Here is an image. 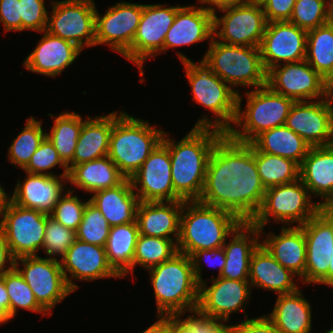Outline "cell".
<instances>
[{
    "instance_id": "obj_1",
    "label": "cell",
    "mask_w": 333,
    "mask_h": 333,
    "mask_svg": "<svg viewBox=\"0 0 333 333\" xmlns=\"http://www.w3.org/2000/svg\"><path fill=\"white\" fill-rule=\"evenodd\" d=\"M266 188L255 162V147L225 134L214 146L199 202L251 222L260 209Z\"/></svg>"
},
{
    "instance_id": "obj_2",
    "label": "cell",
    "mask_w": 333,
    "mask_h": 333,
    "mask_svg": "<svg viewBox=\"0 0 333 333\" xmlns=\"http://www.w3.org/2000/svg\"><path fill=\"white\" fill-rule=\"evenodd\" d=\"M225 134L216 128L194 126L175 142L164 133L162 143L169 149L174 192L183 201L199 200L211 152Z\"/></svg>"
},
{
    "instance_id": "obj_3",
    "label": "cell",
    "mask_w": 333,
    "mask_h": 333,
    "mask_svg": "<svg viewBox=\"0 0 333 333\" xmlns=\"http://www.w3.org/2000/svg\"><path fill=\"white\" fill-rule=\"evenodd\" d=\"M155 293L157 315H182L196 310L199 283L190 256L177 252L165 262L149 269Z\"/></svg>"
},
{
    "instance_id": "obj_4",
    "label": "cell",
    "mask_w": 333,
    "mask_h": 333,
    "mask_svg": "<svg viewBox=\"0 0 333 333\" xmlns=\"http://www.w3.org/2000/svg\"><path fill=\"white\" fill-rule=\"evenodd\" d=\"M240 223L226 210L199 201H183L177 250L190 256L198 250L221 248Z\"/></svg>"
},
{
    "instance_id": "obj_5",
    "label": "cell",
    "mask_w": 333,
    "mask_h": 333,
    "mask_svg": "<svg viewBox=\"0 0 333 333\" xmlns=\"http://www.w3.org/2000/svg\"><path fill=\"white\" fill-rule=\"evenodd\" d=\"M177 55L184 65L194 102L211 110L216 117L209 119L202 116L195 127H211L227 133L236 119L237 95L240 89H232L202 61L197 65L182 52H177Z\"/></svg>"
},
{
    "instance_id": "obj_6",
    "label": "cell",
    "mask_w": 333,
    "mask_h": 333,
    "mask_svg": "<svg viewBox=\"0 0 333 333\" xmlns=\"http://www.w3.org/2000/svg\"><path fill=\"white\" fill-rule=\"evenodd\" d=\"M164 133L149 122L124 112L113 124L108 157L130 179L160 145Z\"/></svg>"
},
{
    "instance_id": "obj_7",
    "label": "cell",
    "mask_w": 333,
    "mask_h": 333,
    "mask_svg": "<svg viewBox=\"0 0 333 333\" xmlns=\"http://www.w3.org/2000/svg\"><path fill=\"white\" fill-rule=\"evenodd\" d=\"M247 91L246 109H241L242 95H237V114L227 135L234 141L250 143L261 132L283 126L294 101L274 92L268 85ZM239 128V129H238ZM241 129V131H240Z\"/></svg>"
},
{
    "instance_id": "obj_8",
    "label": "cell",
    "mask_w": 333,
    "mask_h": 333,
    "mask_svg": "<svg viewBox=\"0 0 333 333\" xmlns=\"http://www.w3.org/2000/svg\"><path fill=\"white\" fill-rule=\"evenodd\" d=\"M208 41L209 48L201 61L232 89L236 86L256 89L267 85L259 47L226 44L214 36Z\"/></svg>"
},
{
    "instance_id": "obj_9",
    "label": "cell",
    "mask_w": 333,
    "mask_h": 333,
    "mask_svg": "<svg viewBox=\"0 0 333 333\" xmlns=\"http://www.w3.org/2000/svg\"><path fill=\"white\" fill-rule=\"evenodd\" d=\"M311 200V194L300 178L291 183L269 187L251 223L260 229L261 234L266 224L270 223V217L274 218L275 223L291 226L298 222L297 226H301L323 208L318 201L315 203Z\"/></svg>"
},
{
    "instance_id": "obj_10",
    "label": "cell",
    "mask_w": 333,
    "mask_h": 333,
    "mask_svg": "<svg viewBox=\"0 0 333 333\" xmlns=\"http://www.w3.org/2000/svg\"><path fill=\"white\" fill-rule=\"evenodd\" d=\"M46 31L81 50L95 46L96 9L93 0L51 1Z\"/></svg>"
},
{
    "instance_id": "obj_11",
    "label": "cell",
    "mask_w": 333,
    "mask_h": 333,
    "mask_svg": "<svg viewBox=\"0 0 333 333\" xmlns=\"http://www.w3.org/2000/svg\"><path fill=\"white\" fill-rule=\"evenodd\" d=\"M220 11L224 16L214 14L213 17L214 37L221 39L218 41L238 46H260L267 21L258 0Z\"/></svg>"
},
{
    "instance_id": "obj_12",
    "label": "cell",
    "mask_w": 333,
    "mask_h": 333,
    "mask_svg": "<svg viewBox=\"0 0 333 333\" xmlns=\"http://www.w3.org/2000/svg\"><path fill=\"white\" fill-rule=\"evenodd\" d=\"M46 215L10 201L1 215L0 232L15 259L36 255L43 247Z\"/></svg>"
},
{
    "instance_id": "obj_13",
    "label": "cell",
    "mask_w": 333,
    "mask_h": 333,
    "mask_svg": "<svg viewBox=\"0 0 333 333\" xmlns=\"http://www.w3.org/2000/svg\"><path fill=\"white\" fill-rule=\"evenodd\" d=\"M20 264L24 265L23 269L18 267ZM15 268L48 313L73 292L67 285L60 260L38 255L24 256L15 259Z\"/></svg>"
},
{
    "instance_id": "obj_14",
    "label": "cell",
    "mask_w": 333,
    "mask_h": 333,
    "mask_svg": "<svg viewBox=\"0 0 333 333\" xmlns=\"http://www.w3.org/2000/svg\"><path fill=\"white\" fill-rule=\"evenodd\" d=\"M306 241V265L302 283L328 286V267L333 246V210L322 208L301 225Z\"/></svg>"
},
{
    "instance_id": "obj_15",
    "label": "cell",
    "mask_w": 333,
    "mask_h": 333,
    "mask_svg": "<svg viewBox=\"0 0 333 333\" xmlns=\"http://www.w3.org/2000/svg\"><path fill=\"white\" fill-rule=\"evenodd\" d=\"M282 66V67H281ZM267 85L276 93L294 102L328 97L329 82L304 59L281 63L267 72Z\"/></svg>"
},
{
    "instance_id": "obj_16",
    "label": "cell",
    "mask_w": 333,
    "mask_h": 333,
    "mask_svg": "<svg viewBox=\"0 0 333 333\" xmlns=\"http://www.w3.org/2000/svg\"><path fill=\"white\" fill-rule=\"evenodd\" d=\"M181 7L142 4L140 22L131 44V62L140 69V76L144 75L142 70L144 61L163 53L166 33L174 23L176 13Z\"/></svg>"
},
{
    "instance_id": "obj_17",
    "label": "cell",
    "mask_w": 333,
    "mask_h": 333,
    "mask_svg": "<svg viewBox=\"0 0 333 333\" xmlns=\"http://www.w3.org/2000/svg\"><path fill=\"white\" fill-rule=\"evenodd\" d=\"M142 14V4L119 2L102 16L96 9L95 46L107 44L131 61V44Z\"/></svg>"
},
{
    "instance_id": "obj_18",
    "label": "cell",
    "mask_w": 333,
    "mask_h": 333,
    "mask_svg": "<svg viewBox=\"0 0 333 333\" xmlns=\"http://www.w3.org/2000/svg\"><path fill=\"white\" fill-rule=\"evenodd\" d=\"M169 149L161 142L130 178L139 201H183L172 184Z\"/></svg>"
},
{
    "instance_id": "obj_19",
    "label": "cell",
    "mask_w": 333,
    "mask_h": 333,
    "mask_svg": "<svg viewBox=\"0 0 333 333\" xmlns=\"http://www.w3.org/2000/svg\"><path fill=\"white\" fill-rule=\"evenodd\" d=\"M285 125L311 147L333 145V104L329 96L294 102Z\"/></svg>"
},
{
    "instance_id": "obj_20",
    "label": "cell",
    "mask_w": 333,
    "mask_h": 333,
    "mask_svg": "<svg viewBox=\"0 0 333 333\" xmlns=\"http://www.w3.org/2000/svg\"><path fill=\"white\" fill-rule=\"evenodd\" d=\"M307 31L289 21H274L266 25L262 37L260 54L268 72L281 62L292 63L306 57Z\"/></svg>"
},
{
    "instance_id": "obj_21",
    "label": "cell",
    "mask_w": 333,
    "mask_h": 333,
    "mask_svg": "<svg viewBox=\"0 0 333 333\" xmlns=\"http://www.w3.org/2000/svg\"><path fill=\"white\" fill-rule=\"evenodd\" d=\"M211 286L205 280L199 284L196 310L205 316L227 322L236 311H244L251 297L249 280H232L222 277L211 278Z\"/></svg>"
},
{
    "instance_id": "obj_22",
    "label": "cell",
    "mask_w": 333,
    "mask_h": 333,
    "mask_svg": "<svg viewBox=\"0 0 333 333\" xmlns=\"http://www.w3.org/2000/svg\"><path fill=\"white\" fill-rule=\"evenodd\" d=\"M60 264L67 285L73 292L79 287L72 279L89 282L101 278L120 277L109 265L105 247L78 239L68 248Z\"/></svg>"
},
{
    "instance_id": "obj_23",
    "label": "cell",
    "mask_w": 333,
    "mask_h": 333,
    "mask_svg": "<svg viewBox=\"0 0 333 333\" xmlns=\"http://www.w3.org/2000/svg\"><path fill=\"white\" fill-rule=\"evenodd\" d=\"M26 174L24 182L18 180L11 201L20 207L50 215L60 197L65 193L64 182H68V176H63L62 173L60 177Z\"/></svg>"
},
{
    "instance_id": "obj_24",
    "label": "cell",
    "mask_w": 333,
    "mask_h": 333,
    "mask_svg": "<svg viewBox=\"0 0 333 333\" xmlns=\"http://www.w3.org/2000/svg\"><path fill=\"white\" fill-rule=\"evenodd\" d=\"M35 49L24 60V67L34 73L56 77L72 65L82 50L72 42L42 31Z\"/></svg>"
},
{
    "instance_id": "obj_25",
    "label": "cell",
    "mask_w": 333,
    "mask_h": 333,
    "mask_svg": "<svg viewBox=\"0 0 333 333\" xmlns=\"http://www.w3.org/2000/svg\"><path fill=\"white\" fill-rule=\"evenodd\" d=\"M299 178L311 195L320 196L319 204H333V145L310 147L300 165Z\"/></svg>"
},
{
    "instance_id": "obj_26",
    "label": "cell",
    "mask_w": 333,
    "mask_h": 333,
    "mask_svg": "<svg viewBox=\"0 0 333 333\" xmlns=\"http://www.w3.org/2000/svg\"><path fill=\"white\" fill-rule=\"evenodd\" d=\"M214 15L195 5L182 6L166 33L163 52L169 48L192 45L214 36Z\"/></svg>"
},
{
    "instance_id": "obj_27",
    "label": "cell",
    "mask_w": 333,
    "mask_h": 333,
    "mask_svg": "<svg viewBox=\"0 0 333 333\" xmlns=\"http://www.w3.org/2000/svg\"><path fill=\"white\" fill-rule=\"evenodd\" d=\"M183 201H139L136 221L139 234L178 242ZM170 235H174L171 237Z\"/></svg>"
},
{
    "instance_id": "obj_28",
    "label": "cell",
    "mask_w": 333,
    "mask_h": 333,
    "mask_svg": "<svg viewBox=\"0 0 333 333\" xmlns=\"http://www.w3.org/2000/svg\"><path fill=\"white\" fill-rule=\"evenodd\" d=\"M260 229L251 222H241L230 234L232 240L223 245L226 261L220 277L249 280L250 259L260 244Z\"/></svg>"
},
{
    "instance_id": "obj_29",
    "label": "cell",
    "mask_w": 333,
    "mask_h": 333,
    "mask_svg": "<svg viewBox=\"0 0 333 333\" xmlns=\"http://www.w3.org/2000/svg\"><path fill=\"white\" fill-rule=\"evenodd\" d=\"M124 112H111L108 115L87 117L82 125L76 144L73 161L67 166H73L108 156L110 134L114 122ZM119 114V115H118Z\"/></svg>"
},
{
    "instance_id": "obj_30",
    "label": "cell",
    "mask_w": 333,
    "mask_h": 333,
    "mask_svg": "<svg viewBox=\"0 0 333 333\" xmlns=\"http://www.w3.org/2000/svg\"><path fill=\"white\" fill-rule=\"evenodd\" d=\"M295 275L283 267L260 243L252 253L249 267L250 286L264 288L274 293L289 294L299 288L294 282Z\"/></svg>"
},
{
    "instance_id": "obj_31",
    "label": "cell",
    "mask_w": 333,
    "mask_h": 333,
    "mask_svg": "<svg viewBox=\"0 0 333 333\" xmlns=\"http://www.w3.org/2000/svg\"><path fill=\"white\" fill-rule=\"evenodd\" d=\"M89 202L107 219L110 227L136 221L139 199L130 179L126 178L115 187L94 192Z\"/></svg>"
},
{
    "instance_id": "obj_32",
    "label": "cell",
    "mask_w": 333,
    "mask_h": 333,
    "mask_svg": "<svg viewBox=\"0 0 333 333\" xmlns=\"http://www.w3.org/2000/svg\"><path fill=\"white\" fill-rule=\"evenodd\" d=\"M260 243L285 268L302 279L305 275L306 241L301 226H283L280 235L273 232Z\"/></svg>"
},
{
    "instance_id": "obj_33",
    "label": "cell",
    "mask_w": 333,
    "mask_h": 333,
    "mask_svg": "<svg viewBox=\"0 0 333 333\" xmlns=\"http://www.w3.org/2000/svg\"><path fill=\"white\" fill-rule=\"evenodd\" d=\"M311 305L301 290L279 294L272 312L266 316L279 333H311Z\"/></svg>"
},
{
    "instance_id": "obj_34",
    "label": "cell",
    "mask_w": 333,
    "mask_h": 333,
    "mask_svg": "<svg viewBox=\"0 0 333 333\" xmlns=\"http://www.w3.org/2000/svg\"><path fill=\"white\" fill-rule=\"evenodd\" d=\"M125 179L108 156L75 165L68 174L70 185L90 193L115 187Z\"/></svg>"
},
{
    "instance_id": "obj_35",
    "label": "cell",
    "mask_w": 333,
    "mask_h": 333,
    "mask_svg": "<svg viewBox=\"0 0 333 333\" xmlns=\"http://www.w3.org/2000/svg\"><path fill=\"white\" fill-rule=\"evenodd\" d=\"M250 143L260 152L291 159L299 166L311 147L286 125L265 130Z\"/></svg>"
},
{
    "instance_id": "obj_36",
    "label": "cell",
    "mask_w": 333,
    "mask_h": 333,
    "mask_svg": "<svg viewBox=\"0 0 333 333\" xmlns=\"http://www.w3.org/2000/svg\"><path fill=\"white\" fill-rule=\"evenodd\" d=\"M138 236L137 221L110 227L105 252L109 265L120 278L130 273L133 275V257Z\"/></svg>"
},
{
    "instance_id": "obj_37",
    "label": "cell",
    "mask_w": 333,
    "mask_h": 333,
    "mask_svg": "<svg viewBox=\"0 0 333 333\" xmlns=\"http://www.w3.org/2000/svg\"><path fill=\"white\" fill-rule=\"evenodd\" d=\"M54 118L50 133L46 132L47 138L52 142L63 163L68 166L73 161L78 137L84 123L81 115L75 112H61Z\"/></svg>"
},
{
    "instance_id": "obj_38",
    "label": "cell",
    "mask_w": 333,
    "mask_h": 333,
    "mask_svg": "<svg viewBox=\"0 0 333 333\" xmlns=\"http://www.w3.org/2000/svg\"><path fill=\"white\" fill-rule=\"evenodd\" d=\"M305 60L325 80L333 79V29L327 23L307 31Z\"/></svg>"
},
{
    "instance_id": "obj_39",
    "label": "cell",
    "mask_w": 333,
    "mask_h": 333,
    "mask_svg": "<svg viewBox=\"0 0 333 333\" xmlns=\"http://www.w3.org/2000/svg\"><path fill=\"white\" fill-rule=\"evenodd\" d=\"M255 162L266 189L299 179L300 166L291 159L260 152L255 148Z\"/></svg>"
},
{
    "instance_id": "obj_40",
    "label": "cell",
    "mask_w": 333,
    "mask_h": 333,
    "mask_svg": "<svg viewBox=\"0 0 333 333\" xmlns=\"http://www.w3.org/2000/svg\"><path fill=\"white\" fill-rule=\"evenodd\" d=\"M42 121L36 120L33 116L26 120V125L14 138L8 149V160L14 167L24 169L34 152L38 149L39 144L46 136L42 129Z\"/></svg>"
},
{
    "instance_id": "obj_41",
    "label": "cell",
    "mask_w": 333,
    "mask_h": 333,
    "mask_svg": "<svg viewBox=\"0 0 333 333\" xmlns=\"http://www.w3.org/2000/svg\"><path fill=\"white\" fill-rule=\"evenodd\" d=\"M177 252V243L174 239L139 234L133 257V272L138 264L147 270L165 262Z\"/></svg>"
},
{
    "instance_id": "obj_42",
    "label": "cell",
    "mask_w": 333,
    "mask_h": 333,
    "mask_svg": "<svg viewBox=\"0 0 333 333\" xmlns=\"http://www.w3.org/2000/svg\"><path fill=\"white\" fill-rule=\"evenodd\" d=\"M4 282L9 296V316L11 319L16 316L19 308L42 313L43 316L51 315L37 302L30 286L15 267L4 273Z\"/></svg>"
},
{
    "instance_id": "obj_43",
    "label": "cell",
    "mask_w": 333,
    "mask_h": 333,
    "mask_svg": "<svg viewBox=\"0 0 333 333\" xmlns=\"http://www.w3.org/2000/svg\"><path fill=\"white\" fill-rule=\"evenodd\" d=\"M110 225L101 212L90 202L86 204L82 221L76 231L77 239L105 247Z\"/></svg>"
},
{
    "instance_id": "obj_44",
    "label": "cell",
    "mask_w": 333,
    "mask_h": 333,
    "mask_svg": "<svg viewBox=\"0 0 333 333\" xmlns=\"http://www.w3.org/2000/svg\"><path fill=\"white\" fill-rule=\"evenodd\" d=\"M330 0H296L289 22L306 31L327 23Z\"/></svg>"
},
{
    "instance_id": "obj_45",
    "label": "cell",
    "mask_w": 333,
    "mask_h": 333,
    "mask_svg": "<svg viewBox=\"0 0 333 333\" xmlns=\"http://www.w3.org/2000/svg\"><path fill=\"white\" fill-rule=\"evenodd\" d=\"M77 240L76 231L66 228L50 215H46V228L44 234L43 250L51 259L64 257L68 248ZM53 256V257H52Z\"/></svg>"
},
{
    "instance_id": "obj_46",
    "label": "cell",
    "mask_w": 333,
    "mask_h": 333,
    "mask_svg": "<svg viewBox=\"0 0 333 333\" xmlns=\"http://www.w3.org/2000/svg\"><path fill=\"white\" fill-rule=\"evenodd\" d=\"M65 192L68 193H64L60 197L50 216L66 228L77 231L89 200L82 202L78 196L73 195V190L69 188Z\"/></svg>"
},
{
    "instance_id": "obj_47",
    "label": "cell",
    "mask_w": 333,
    "mask_h": 333,
    "mask_svg": "<svg viewBox=\"0 0 333 333\" xmlns=\"http://www.w3.org/2000/svg\"><path fill=\"white\" fill-rule=\"evenodd\" d=\"M56 166H60L64 169L63 176H68L69 170L67 166L59 157L52 142L45 136L39 144L38 149L32 155L30 162L23 170L31 174L55 176V174L47 170Z\"/></svg>"
},
{
    "instance_id": "obj_48",
    "label": "cell",
    "mask_w": 333,
    "mask_h": 333,
    "mask_svg": "<svg viewBox=\"0 0 333 333\" xmlns=\"http://www.w3.org/2000/svg\"><path fill=\"white\" fill-rule=\"evenodd\" d=\"M20 16L23 30H34L42 32L46 30L48 23V12L45 0H19Z\"/></svg>"
},
{
    "instance_id": "obj_49",
    "label": "cell",
    "mask_w": 333,
    "mask_h": 333,
    "mask_svg": "<svg viewBox=\"0 0 333 333\" xmlns=\"http://www.w3.org/2000/svg\"><path fill=\"white\" fill-rule=\"evenodd\" d=\"M190 259L192 261L195 278L200 284L204 281L201 277V271L203 270V267L201 266L202 261L205 259L209 266L219 267V274L217 277H220L225 265L226 255L223 247H221L210 250H198L190 255Z\"/></svg>"
},
{
    "instance_id": "obj_50",
    "label": "cell",
    "mask_w": 333,
    "mask_h": 333,
    "mask_svg": "<svg viewBox=\"0 0 333 333\" xmlns=\"http://www.w3.org/2000/svg\"><path fill=\"white\" fill-rule=\"evenodd\" d=\"M263 8L267 23L289 21L296 0H258Z\"/></svg>"
},
{
    "instance_id": "obj_51",
    "label": "cell",
    "mask_w": 333,
    "mask_h": 333,
    "mask_svg": "<svg viewBox=\"0 0 333 333\" xmlns=\"http://www.w3.org/2000/svg\"><path fill=\"white\" fill-rule=\"evenodd\" d=\"M0 22L5 31H22L19 0H0Z\"/></svg>"
},
{
    "instance_id": "obj_52",
    "label": "cell",
    "mask_w": 333,
    "mask_h": 333,
    "mask_svg": "<svg viewBox=\"0 0 333 333\" xmlns=\"http://www.w3.org/2000/svg\"><path fill=\"white\" fill-rule=\"evenodd\" d=\"M235 324V333H279L276 326L267 316H259Z\"/></svg>"
},
{
    "instance_id": "obj_53",
    "label": "cell",
    "mask_w": 333,
    "mask_h": 333,
    "mask_svg": "<svg viewBox=\"0 0 333 333\" xmlns=\"http://www.w3.org/2000/svg\"><path fill=\"white\" fill-rule=\"evenodd\" d=\"M184 320L190 325L192 333H213L222 324L221 320L202 315L197 310Z\"/></svg>"
},
{
    "instance_id": "obj_54",
    "label": "cell",
    "mask_w": 333,
    "mask_h": 333,
    "mask_svg": "<svg viewBox=\"0 0 333 333\" xmlns=\"http://www.w3.org/2000/svg\"><path fill=\"white\" fill-rule=\"evenodd\" d=\"M9 263V267L5 268ZM15 267V258L11 254L9 245L7 244L4 235L0 232V276L10 271Z\"/></svg>"
},
{
    "instance_id": "obj_55",
    "label": "cell",
    "mask_w": 333,
    "mask_h": 333,
    "mask_svg": "<svg viewBox=\"0 0 333 333\" xmlns=\"http://www.w3.org/2000/svg\"><path fill=\"white\" fill-rule=\"evenodd\" d=\"M249 1L251 0H198V2L202 5L201 8L212 13L213 15L216 14V9L220 11L222 9H226L234 5L244 4ZM204 4H207L208 7H204Z\"/></svg>"
},
{
    "instance_id": "obj_56",
    "label": "cell",
    "mask_w": 333,
    "mask_h": 333,
    "mask_svg": "<svg viewBox=\"0 0 333 333\" xmlns=\"http://www.w3.org/2000/svg\"><path fill=\"white\" fill-rule=\"evenodd\" d=\"M181 315H168V333H192L190 325Z\"/></svg>"
},
{
    "instance_id": "obj_57",
    "label": "cell",
    "mask_w": 333,
    "mask_h": 333,
    "mask_svg": "<svg viewBox=\"0 0 333 333\" xmlns=\"http://www.w3.org/2000/svg\"><path fill=\"white\" fill-rule=\"evenodd\" d=\"M158 321L146 328L142 333H168V315H158Z\"/></svg>"
},
{
    "instance_id": "obj_58",
    "label": "cell",
    "mask_w": 333,
    "mask_h": 333,
    "mask_svg": "<svg viewBox=\"0 0 333 333\" xmlns=\"http://www.w3.org/2000/svg\"><path fill=\"white\" fill-rule=\"evenodd\" d=\"M0 306L9 314V296L5 287L4 274L0 276Z\"/></svg>"
},
{
    "instance_id": "obj_59",
    "label": "cell",
    "mask_w": 333,
    "mask_h": 333,
    "mask_svg": "<svg viewBox=\"0 0 333 333\" xmlns=\"http://www.w3.org/2000/svg\"><path fill=\"white\" fill-rule=\"evenodd\" d=\"M11 201V196H9L4 188L0 185V217L6 207L9 205Z\"/></svg>"
},
{
    "instance_id": "obj_60",
    "label": "cell",
    "mask_w": 333,
    "mask_h": 333,
    "mask_svg": "<svg viewBox=\"0 0 333 333\" xmlns=\"http://www.w3.org/2000/svg\"><path fill=\"white\" fill-rule=\"evenodd\" d=\"M213 333H235V325L221 324Z\"/></svg>"
},
{
    "instance_id": "obj_61",
    "label": "cell",
    "mask_w": 333,
    "mask_h": 333,
    "mask_svg": "<svg viewBox=\"0 0 333 333\" xmlns=\"http://www.w3.org/2000/svg\"><path fill=\"white\" fill-rule=\"evenodd\" d=\"M328 286L333 287V246H332V254L330 259V264L328 267Z\"/></svg>"
},
{
    "instance_id": "obj_62",
    "label": "cell",
    "mask_w": 333,
    "mask_h": 333,
    "mask_svg": "<svg viewBox=\"0 0 333 333\" xmlns=\"http://www.w3.org/2000/svg\"><path fill=\"white\" fill-rule=\"evenodd\" d=\"M327 24L333 29V0L329 3Z\"/></svg>"
},
{
    "instance_id": "obj_63",
    "label": "cell",
    "mask_w": 333,
    "mask_h": 333,
    "mask_svg": "<svg viewBox=\"0 0 333 333\" xmlns=\"http://www.w3.org/2000/svg\"><path fill=\"white\" fill-rule=\"evenodd\" d=\"M10 320L9 314L0 306V325Z\"/></svg>"
},
{
    "instance_id": "obj_64",
    "label": "cell",
    "mask_w": 333,
    "mask_h": 333,
    "mask_svg": "<svg viewBox=\"0 0 333 333\" xmlns=\"http://www.w3.org/2000/svg\"><path fill=\"white\" fill-rule=\"evenodd\" d=\"M328 96L331 103L333 104V79L329 82Z\"/></svg>"
},
{
    "instance_id": "obj_65",
    "label": "cell",
    "mask_w": 333,
    "mask_h": 333,
    "mask_svg": "<svg viewBox=\"0 0 333 333\" xmlns=\"http://www.w3.org/2000/svg\"><path fill=\"white\" fill-rule=\"evenodd\" d=\"M325 333H333V328H331L329 331H327Z\"/></svg>"
},
{
    "instance_id": "obj_66",
    "label": "cell",
    "mask_w": 333,
    "mask_h": 333,
    "mask_svg": "<svg viewBox=\"0 0 333 333\" xmlns=\"http://www.w3.org/2000/svg\"><path fill=\"white\" fill-rule=\"evenodd\" d=\"M329 209L333 210V204L329 207Z\"/></svg>"
}]
</instances>
